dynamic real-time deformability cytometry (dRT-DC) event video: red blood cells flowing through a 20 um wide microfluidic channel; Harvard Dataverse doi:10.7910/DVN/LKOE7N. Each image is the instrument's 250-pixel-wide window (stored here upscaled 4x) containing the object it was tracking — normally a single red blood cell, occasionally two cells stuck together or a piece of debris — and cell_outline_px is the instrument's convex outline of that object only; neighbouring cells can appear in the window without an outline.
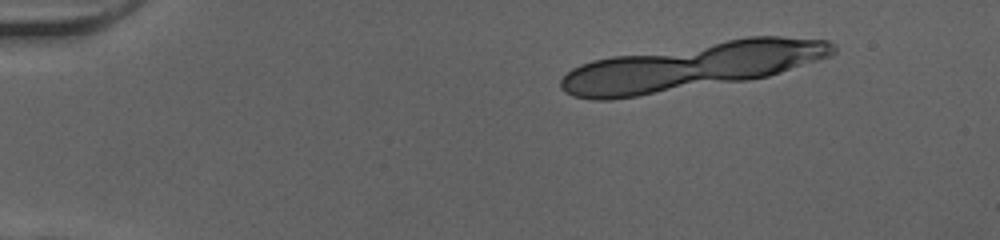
{"species": "human", "species_latin": "Homo sapiens", "temperature_condition": "cold", "stored_images_in_passage": 5, "camera_frame_rate_fps": 3000, "um_per_image_px": 0.085, "donor": {"sex": "female"}, "frame": {"image": 1, "passage_image": 2, "time_ms": 0.333, "image_size_px": [1000, 240], "cell_outline_px": [[696, 76], [660, 88], [644, 92], [632, 92], [580, 68], [588, 64], [604, 60], [696, 60]], "centroid_in_image_um": [54.66, 6.2], "position_along_channel_um": 30.3, "area_um2": 18.9}}